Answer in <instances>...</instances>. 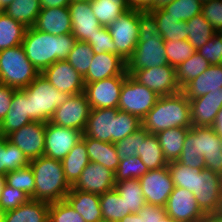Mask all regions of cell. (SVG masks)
Segmentation results:
<instances>
[{"label":"cell","instance_id":"a7ac6f4b","mask_svg":"<svg viewBox=\"0 0 222 222\" xmlns=\"http://www.w3.org/2000/svg\"><path fill=\"white\" fill-rule=\"evenodd\" d=\"M92 0H71L72 2H91Z\"/></svg>","mask_w":222,"mask_h":222},{"label":"cell","instance_id":"6125c7cd","mask_svg":"<svg viewBox=\"0 0 222 222\" xmlns=\"http://www.w3.org/2000/svg\"><path fill=\"white\" fill-rule=\"evenodd\" d=\"M175 0H153V10L163 8L165 5L172 3Z\"/></svg>","mask_w":222,"mask_h":222},{"label":"cell","instance_id":"f1b7e54d","mask_svg":"<svg viewBox=\"0 0 222 222\" xmlns=\"http://www.w3.org/2000/svg\"><path fill=\"white\" fill-rule=\"evenodd\" d=\"M148 22L155 28L164 41L187 40L188 35L184 31L185 21H178L168 16L162 8L155 9L147 14Z\"/></svg>","mask_w":222,"mask_h":222},{"label":"cell","instance_id":"836d02e7","mask_svg":"<svg viewBox=\"0 0 222 222\" xmlns=\"http://www.w3.org/2000/svg\"><path fill=\"white\" fill-rule=\"evenodd\" d=\"M29 164L30 161L17 146L0 135V175L22 169Z\"/></svg>","mask_w":222,"mask_h":222},{"label":"cell","instance_id":"d6986e66","mask_svg":"<svg viewBox=\"0 0 222 222\" xmlns=\"http://www.w3.org/2000/svg\"><path fill=\"white\" fill-rule=\"evenodd\" d=\"M41 74L53 87L70 96L84 92V78L66 60L56 61Z\"/></svg>","mask_w":222,"mask_h":222},{"label":"cell","instance_id":"7bdbcfd3","mask_svg":"<svg viewBox=\"0 0 222 222\" xmlns=\"http://www.w3.org/2000/svg\"><path fill=\"white\" fill-rule=\"evenodd\" d=\"M202 3L199 0H175L162 9L168 16L180 21H188L195 15L202 13Z\"/></svg>","mask_w":222,"mask_h":222},{"label":"cell","instance_id":"ee69618b","mask_svg":"<svg viewBox=\"0 0 222 222\" xmlns=\"http://www.w3.org/2000/svg\"><path fill=\"white\" fill-rule=\"evenodd\" d=\"M171 174L174 187H180L194 192L195 173H199L201 168H192L181 164L178 160L171 161L167 165Z\"/></svg>","mask_w":222,"mask_h":222},{"label":"cell","instance_id":"ffe728a7","mask_svg":"<svg viewBox=\"0 0 222 222\" xmlns=\"http://www.w3.org/2000/svg\"><path fill=\"white\" fill-rule=\"evenodd\" d=\"M115 187V174L110 169L95 162H90L80 174L71 189L103 194Z\"/></svg>","mask_w":222,"mask_h":222},{"label":"cell","instance_id":"8d00e7d4","mask_svg":"<svg viewBox=\"0 0 222 222\" xmlns=\"http://www.w3.org/2000/svg\"><path fill=\"white\" fill-rule=\"evenodd\" d=\"M99 197L104 221L119 222L121 219L131 214V212L127 210L124 199H122L115 188L100 194Z\"/></svg>","mask_w":222,"mask_h":222},{"label":"cell","instance_id":"03108f58","mask_svg":"<svg viewBox=\"0 0 222 222\" xmlns=\"http://www.w3.org/2000/svg\"><path fill=\"white\" fill-rule=\"evenodd\" d=\"M5 184H6V176L0 175V195L2 193V190Z\"/></svg>","mask_w":222,"mask_h":222},{"label":"cell","instance_id":"f546056e","mask_svg":"<svg viewBox=\"0 0 222 222\" xmlns=\"http://www.w3.org/2000/svg\"><path fill=\"white\" fill-rule=\"evenodd\" d=\"M90 162L105 166L114 173L117 171L120 159L114 143L99 141L86 135L82 136Z\"/></svg>","mask_w":222,"mask_h":222},{"label":"cell","instance_id":"ab89813d","mask_svg":"<svg viewBox=\"0 0 222 222\" xmlns=\"http://www.w3.org/2000/svg\"><path fill=\"white\" fill-rule=\"evenodd\" d=\"M116 191L124 199L127 210L138 213L145 205L144 194L138 179L121 180L115 183Z\"/></svg>","mask_w":222,"mask_h":222},{"label":"cell","instance_id":"6f0895ef","mask_svg":"<svg viewBox=\"0 0 222 222\" xmlns=\"http://www.w3.org/2000/svg\"><path fill=\"white\" fill-rule=\"evenodd\" d=\"M129 10L148 14L153 11V0H127Z\"/></svg>","mask_w":222,"mask_h":222},{"label":"cell","instance_id":"52a82bcc","mask_svg":"<svg viewBox=\"0 0 222 222\" xmlns=\"http://www.w3.org/2000/svg\"><path fill=\"white\" fill-rule=\"evenodd\" d=\"M23 90L29 101V117L44 123L50 121L56 108L70 96L53 87L41 73Z\"/></svg>","mask_w":222,"mask_h":222},{"label":"cell","instance_id":"6da1fadb","mask_svg":"<svg viewBox=\"0 0 222 222\" xmlns=\"http://www.w3.org/2000/svg\"><path fill=\"white\" fill-rule=\"evenodd\" d=\"M178 161L192 168L210 169L222 176V139L213 127L191 126Z\"/></svg>","mask_w":222,"mask_h":222},{"label":"cell","instance_id":"003e7915","mask_svg":"<svg viewBox=\"0 0 222 222\" xmlns=\"http://www.w3.org/2000/svg\"><path fill=\"white\" fill-rule=\"evenodd\" d=\"M159 222H177V221H175L173 218L165 214Z\"/></svg>","mask_w":222,"mask_h":222},{"label":"cell","instance_id":"8992f818","mask_svg":"<svg viewBox=\"0 0 222 222\" xmlns=\"http://www.w3.org/2000/svg\"><path fill=\"white\" fill-rule=\"evenodd\" d=\"M168 65L164 39L147 21L140 30L138 43L126 61V72Z\"/></svg>","mask_w":222,"mask_h":222},{"label":"cell","instance_id":"4dcf8cb0","mask_svg":"<svg viewBox=\"0 0 222 222\" xmlns=\"http://www.w3.org/2000/svg\"><path fill=\"white\" fill-rule=\"evenodd\" d=\"M66 181L72 187L90 163L85 142L81 139L61 161Z\"/></svg>","mask_w":222,"mask_h":222},{"label":"cell","instance_id":"44dd1931","mask_svg":"<svg viewBox=\"0 0 222 222\" xmlns=\"http://www.w3.org/2000/svg\"><path fill=\"white\" fill-rule=\"evenodd\" d=\"M72 35L77 41L88 42L102 28L92 12L90 2H72L68 6Z\"/></svg>","mask_w":222,"mask_h":222},{"label":"cell","instance_id":"9f6ffc18","mask_svg":"<svg viewBox=\"0 0 222 222\" xmlns=\"http://www.w3.org/2000/svg\"><path fill=\"white\" fill-rule=\"evenodd\" d=\"M138 214L142 217L143 222H159L165 215V209L159 206L146 204Z\"/></svg>","mask_w":222,"mask_h":222},{"label":"cell","instance_id":"4fadbf2b","mask_svg":"<svg viewBox=\"0 0 222 222\" xmlns=\"http://www.w3.org/2000/svg\"><path fill=\"white\" fill-rule=\"evenodd\" d=\"M164 209L165 214L177 222L208 221V217L199 208L193 193L184 188H173Z\"/></svg>","mask_w":222,"mask_h":222},{"label":"cell","instance_id":"7dc6e473","mask_svg":"<svg viewBox=\"0 0 222 222\" xmlns=\"http://www.w3.org/2000/svg\"><path fill=\"white\" fill-rule=\"evenodd\" d=\"M148 171V167L138 155L121 159L117 171L114 173L115 183L121 180L139 179Z\"/></svg>","mask_w":222,"mask_h":222},{"label":"cell","instance_id":"680465c9","mask_svg":"<svg viewBox=\"0 0 222 222\" xmlns=\"http://www.w3.org/2000/svg\"><path fill=\"white\" fill-rule=\"evenodd\" d=\"M71 0H40L41 8L68 7Z\"/></svg>","mask_w":222,"mask_h":222},{"label":"cell","instance_id":"2e32d148","mask_svg":"<svg viewBox=\"0 0 222 222\" xmlns=\"http://www.w3.org/2000/svg\"><path fill=\"white\" fill-rule=\"evenodd\" d=\"M138 180L146 204L164 208L174 188L168 167L150 170Z\"/></svg>","mask_w":222,"mask_h":222},{"label":"cell","instance_id":"30bf717a","mask_svg":"<svg viewBox=\"0 0 222 222\" xmlns=\"http://www.w3.org/2000/svg\"><path fill=\"white\" fill-rule=\"evenodd\" d=\"M159 97L156 92L139 84L127 74L121 89L118 110L130 113L142 121Z\"/></svg>","mask_w":222,"mask_h":222},{"label":"cell","instance_id":"1f68e13d","mask_svg":"<svg viewBox=\"0 0 222 222\" xmlns=\"http://www.w3.org/2000/svg\"><path fill=\"white\" fill-rule=\"evenodd\" d=\"M190 128L176 127L158 132L160 146L167 162L176 161L181 156L184 140Z\"/></svg>","mask_w":222,"mask_h":222},{"label":"cell","instance_id":"603a6c76","mask_svg":"<svg viewBox=\"0 0 222 222\" xmlns=\"http://www.w3.org/2000/svg\"><path fill=\"white\" fill-rule=\"evenodd\" d=\"M192 126L212 127L222 108V90H215L189 100Z\"/></svg>","mask_w":222,"mask_h":222},{"label":"cell","instance_id":"9c48e42d","mask_svg":"<svg viewBox=\"0 0 222 222\" xmlns=\"http://www.w3.org/2000/svg\"><path fill=\"white\" fill-rule=\"evenodd\" d=\"M147 21L146 13L127 10L107 26L116 46V55L125 61L132 56L138 43L140 30Z\"/></svg>","mask_w":222,"mask_h":222},{"label":"cell","instance_id":"4316f807","mask_svg":"<svg viewBox=\"0 0 222 222\" xmlns=\"http://www.w3.org/2000/svg\"><path fill=\"white\" fill-rule=\"evenodd\" d=\"M65 200L81 215L85 222H101L103 220L99 194L71 189Z\"/></svg>","mask_w":222,"mask_h":222},{"label":"cell","instance_id":"d590c367","mask_svg":"<svg viewBox=\"0 0 222 222\" xmlns=\"http://www.w3.org/2000/svg\"><path fill=\"white\" fill-rule=\"evenodd\" d=\"M41 9L40 0H14L2 11L28 28L34 26Z\"/></svg>","mask_w":222,"mask_h":222},{"label":"cell","instance_id":"db71d44e","mask_svg":"<svg viewBox=\"0 0 222 222\" xmlns=\"http://www.w3.org/2000/svg\"><path fill=\"white\" fill-rule=\"evenodd\" d=\"M202 15L216 32L222 31V0L203 3Z\"/></svg>","mask_w":222,"mask_h":222},{"label":"cell","instance_id":"5bb4252c","mask_svg":"<svg viewBox=\"0 0 222 222\" xmlns=\"http://www.w3.org/2000/svg\"><path fill=\"white\" fill-rule=\"evenodd\" d=\"M130 76L139 84L145 85L159 96L172 95L181 91L175 67L168 65L133 71Z\"/></svg>","mask_w":222,"mask_h":222},{"label":"cell","instance_id":"be15d7a7","mask_svg":"<svg viewBox=\"0 0 222 222\" xmlns=\"http://www.w3.org/2000/svg\"><path fill=\"white\" fill-rule=\"evenodd\" d=\"M207 222H222V210L209 216Z\"/></svg>","mask_w":222,"mask_h":222},{"label":"cell","instance_id":"91938a15","mask_svg":"<svg viewBox=\"0 0 222 222\" xmlns=\"http://www.w3.org/2000/svg\"><path fill=\"white\" fill-rule=\"evenodd\" d=\"M212 127L216 134L222 139V108L218 111Z\"/></svg>","mask_w":222,"mask_h":222},{"label":"cell","instance_id":"d6a6232c","mask_svg":"<svg viewBox=\"0 0 222 222\" xmlns=\"http://www.w3.org/2000/svg\"><path fill=\"white\" fill-rule=\"evenodd\" d=\"M137 155L145 166L148 167L149 171L160 169L168 165L156 134L148 133L145 136V140H140Z\"/></svg>","mask_w":222,"mask_h":222},{"label":"cell","instance_id":"e0dca14e","mask_svg":"<svg viewBox=\"0 0 222 222\" xmlns=\"http://www.w3.org/2000/svg\"><path fill=\"white\" fill-rule=\"evenodd\" d=\"M46 123L33 121L11 132L7 140L16 145L32 161L44 156Z\"/></svg>","mask_w":222,"mask_h":222},{"label":"cell","instance_id":"7a4b0ae2","mask_svg":"<svg viewBox=\"0 0 222 222\" xmlns=\"http://www.w3.org/2000/svg\"><path fill=\"white\" fill-rule=\"evenodd\" d=\"M76 42L72 33L56 36L28 27L21 45L28 60L41 73L56 61L67 60Z\"/></svg>","mask_w":222,"mask_h":222},{"label":"cell","instance_id":"ac0fdd59","mask_svg":"<svg viewBox=\"0 0 222 222\" xmlns=\"http://www.w3.org/2000/svg\"><path fill=\"white\" fill-rule=\"evenodd\" d=\"M83 132L46 122L44 156L62 161L81 141Z\"/></svg>","mask_w":222,"mask_h":222},{"label":"cell","instance_id":"e575fe53","mask_svg":"<svg viewBox=\"0 0 222 222\" xmlns=\"http://www.w3.org/2000/svg\"><path fill=\"white\" fill-rule=\"evenodd\" d=\"M27 27L0 11V51L22 44Z\"/></svg>","mask_w":222,"mask_h":222},{"label":"cell","instance_id":"bcb514c9","mask_svg":"<svg viewBox=\"0 0 222 222\" xmlns=\"http://www.w3.org/2000/svg\"><path fill=\"white\" fill-rule=\"evenodd\" d=\"M164 47L168 64L175 68L196 52L188 40L164 41Z\"/></svg>","mask_w":222,"mask_h":222},{"label":"cell","instance_id":"cb8c5ba5","mask_svg":"<svg viewBox=\"0 0 222 222\" xmlns=\"http://www.w3.org/2000/svg\"><path fill=\"white\" fill-rule=\"evenodd\" d=\"M33 122L29 117V101L23 89H15L7 115L0 123V135L6 137L22 126Z\"/></svg>","mask_w":222,"mask_h":222},{"label":"cell","instance_id":"7402d4cb","mask_svg":"<svg viewBox=\"0 0 222 222\" xmlns=\"http://www.w3.org/2000/svg\"><path fill=\"white\" fill-rule=\"evenodd\" d=\"M119 75H127L126 61L119 55L104 52L94 53L88 72L83 78L87 84Z\"/></svg>","mask_w":222,"mask_h":222},{"label":"cell","instance_id":"b9f144b4","mask_svg":"<svg viewBox=\"0 0 222 222\" xmlns=\"http://www.w3.org/2000/svg\"><path fill=\"white\" fill-rule=\"evenodd\" d=\"M94 52L90 44L84 41H77L69 52L67 62L84 77L91 65Z\"/></svg>","mask_w":222,"mask_h":222},{"label":"cell","instance_id":"484cf974","mask_svg":"<svg viewBox=\"0 0 222 222\" xmlns=\"http://www.w3.org/2000/svg\"><path fill=\"white\" fill-rule=\"evenodd\" d=\"M215 90H222V64L210 65L202 74L181 89L188 100L196 99Z\"/></svg>","mask_w":222,"mask_h":222},{"label":"cell","instance_id":"f907efd6","mask_svg":"<svg viewBox=\"0 0 222 222\" xmlns=\"http://www.w3.org/2000/svg\"><path fill=\"white\" fill-rule=\"evenodd\" d=\"M29 199L30 197L22 190L5 184L0 195V214L18 208Z\"/></svg>","mask_w":222,"mask_h":222},{"label":"cell","instance_id":"3957f363","mask_svg":"<svg viewBox=\"0 0 222 222\" xmlns=\"http://www.w3.org/2000/svg\"><path fill=\"white\" fill-rule=\"evenodd\" d=\"M142 127L136 116L116 108L91 109L83 135L116 143Z\"/></svg>","mask_w":222,"mask_h":222},{"label":"cell","instance_id":"8fae6325","mask_svg":"<svg viewBox=\"0 0 222 222\" xmlns=\"http://www.w3.org/2000/svg\"><path fill=\"white\" fill-rule=\"evenodd\" d=\"M192 193L199 208L207 217L222 210L221 175L206 168L195 173L194 192Z\"/></svg>","mask_w":222,"mask_h":222},{"label":"cell","instance_id":"11a10c76","mask_svg":"<svg viewBox=\"0 0 222 222\" xmlns=\"http://www.w3.org/2000/svg\"><path fill=\"white\" fill-rule=\"evenodd\" d=\"M15 88L0 83V123L10 109Z\"/></svg>","mask_w":222,"mask_h":222},{"label":"cell","instance_id":"94428289","mask_svg":"<svg viewBox=\"0 0 222 222\" xmlns=\"http://www.w3.org/2000/svg\"><path fill=\"white\" fill-rule=\"evenodd\" d=\"M119 222H143V219L138 213H131Z\"/></svg>","mask_w":222,"mask_h":222},{"label":"cell","instance_id":"f5cc1de1","mask_svg":"<svg viewBox=\"0 0 222 222\" xmlns=\"http://www.w3.org/2000/svg\"><path fill=\"white\" fill-rule=\"evenodd\" d=\"M87 43L91 45L95 54L104 52L116 54V46L113 43L108 27L102 26Z\"/></svg>","mask_w":222,"mask_h":222},{"label":"cell","instance_id":"c3c4849f","mask_svg":"<svg viewBox=\"0 0 222 222\" xmlns=\"http://www.w3.org/2000/svg\"><path fill=\"white\" fill-rule=\"evenodd\" d=\"M147 134V130L141 127L131 135H128L122 140L114 143L119 159L121 160L124 158L137 156V151L139 150L140 146V140H145V136Z\"/></svg>","mask_w":222,"mask_h":222},{"label":"cell","instance_id":"681fc988","mask_svg":"<svg viewBox=\"0 0 222 222\" xmlns=\"http://www.w3.org/2000/svg\"><path fill=\"white\" fill-rule=\"evenodd\" d=\"M49 222H85V220L64 199L50 203Z\"/></svg>","mask_w":222,"mask_h":222},{"label":"cell","instance_id":"5b68a950","mask_svg":"<svg viewBox=\"0 0 222 222\" xmlns=\"http://www.w3.org/2000/svg\"><path fill=\"white\" fill-rule=\"evenodd\" d=\"M29 165L35 180L34 195L31 199L49 203L65 199L71 186L65 179L60 160L41 156L30 161Z\"/></svg>","mask_w":222,"mask_h":222},{"label":"cell","instance_id":"277c9868","mask_svg":"<svg viewBox=\"0 0 222 222\" xmlns=\"http://www.w3.org/2000/svg\"><path fill=\"white\" fill-rule=\"evenodd\" d=\"M191 126L190 102L182 91L160 96L142 120V127L151 134L170 128Z\"/></svg>","mask_w":222,"mask_h":222},{"label":"cell","instance_id":"89a4df30","mask_svg":"<svg viewBox=\"0 0 222 222\" xmlns=\"http://www.w3.org/2000/svg\"><path fill=\"white\" fill-rule=\"evenodd\" d=\"M220 37H221V39H222V31H220V32H216Z\"/></svg>","mask_w":222,"mask_h":222},{"label":"cell","instance_id":"f35d334b","mask_svg":"<svg viewBox=\"0 0 222 222\" xmlns=\"http://www.w3.org/2000/svg\"><path fill=\"white\" fill-rule=\"evenodd\" d=\"M184 31L188 35L187 40L195 50L204 46L207 41L216 34V31L204 18L202 13L195 15L193 18L186 21Z\"/></svg>","mask_w":222,"mask_h":222},{"label":"cell","instance_id":"83f0119b","mask_svg":"<svg viewBox=\"0 0 222 222\" xmlns=\"http://www.w3.org/2000/svg\"><path fill=\"white\" fill-rule=\"evenodd\" d=\"M50 203L29 199L14 210L2 214V222H49Z\"/></svg>","mask_w":222,"mask_h":222},{"label":"cell","instance_id":"9a60e30c","mask_svg":"<svg viewBox=\"0 0 222 222\" xmlns=\"http://www.w3.org/2000/svg\"><path fill=\"white\" fill-rule=\"evenodd\" d=\"M126 75L113 76L85 84L84 93L91 109L116 108Z\"/></svg>","mask_w":222,"mask_h":222},{"label":"cell","instance_id":"e7e4bbea","mask_svg":"<svg viewBox=\"0 0 222 222\" xmlns=\"http://www.w3.org/2000/svg\"><path fill=\"white\" fill-rule=\"evenodd\" d=\"M14 0H0V11L5 9L7 6H9L11 3H13Z\"/></svg>","mask_w":222,"mask_h":222},{"label":"cell","instance_id":"ba28073f","mask_svg":"<svg viewBox=\"0 0 222 222\" xmlns=\"http://www.w3.org/2000/svg\"><path fill=\"white\" fill-rule=\"evenodd\" d=\"M40 72L28 60L22 45L0 51V83L26 88Z\"/></svg>","mask_w":222,"mask_h":222},{"label":"cell","instance_id":"7c38bea8","mask_svg":"<svg viewBox=\"0 0 222 222\" xmlns=\"http://www.w3.org/2000/svg\"><path fill=\"white\" fill-rule=\"evenodd\" d=\"M90 111V104L84 92L71 95L56 108L49 122L56 126L77 129L83 132Z\"/></svg>","mask_w":222,"mask_h":222},{"label":"cell","instance_id":"74e56055","mask_svg":"<svg viewBox=\"0 0 222 222\" xmlns=\"http://www.w3.org/2000/svg\"><path fill=\"white\" fill-rule=\"evenodd\" d=\"M90 4L93 14L104 27L129 10L127 0H92Z\"/></svg>","mask_w":222,"mask_h":222},{"label":"cell","instance_id":"816d5d0a","mask_svg":"<svg viewBox=\"0 0 222 222\" xmlns=\"http://www.w3.org/2000/svg\"><path fill=\"white\" fill-rule=\"evenodd\" d=\"M198 54L203 56L210 65L222 64V39L216 33L207 43L196 50Z\"/></svg>","mask_w":222,"mask_h":222},{"label":"cell","instance_id":"60d3db41","mask_svg":"<svg viewBox=\"0 0 222 222\" xmlns=\"http://www.w3.org/2000/svg\"><path fill=\"white\" fill-rule=\"evenodd\" d=\"M209 66L208 61L195 52L189 59L175 68L176 80L179 87L182 89L186 84L208 69Z\"/></svg>","mask_w":222,"mask_h":222},{"label":"cell","instance_id":"d4e9b609","mask_svg":"<svg viewBox=\"0 0 222 222\" xmlns=\"http://www.w3.org/2000/svg\"><path fill=\"white\" fill-rule=\"evenodd\" d=\"M33 27L56 36L72 33L68 7L42 8Z\"/></svg>","mask_w":222,"mask_h":222},{"label":"cell","instance_id":"f6af8a7d","mask_svg":"<svg viewBox=\"0 0 222 222\" xmlns=\"http://www.w3.org/2000/svg\"><path fill=\"white\" fill-rule=\"evenodd\" d=\"M5 176L7 185L22 190L30 198L33 197L35 190V180L30 165L22 169L9 171L5 174Z\"/></svg>","mask_w":222,"mask_h":222}]
</instances>
